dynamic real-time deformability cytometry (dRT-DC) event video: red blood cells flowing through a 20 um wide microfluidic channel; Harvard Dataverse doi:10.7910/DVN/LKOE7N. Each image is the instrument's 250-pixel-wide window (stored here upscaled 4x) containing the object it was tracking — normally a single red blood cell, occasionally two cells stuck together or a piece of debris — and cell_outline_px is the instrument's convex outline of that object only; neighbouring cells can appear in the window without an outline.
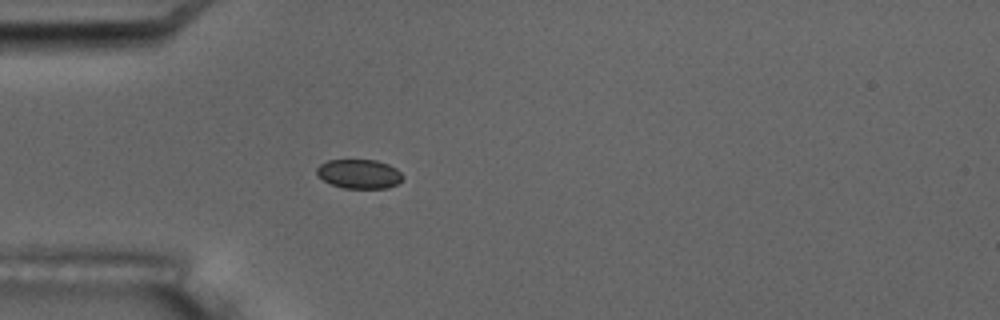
{"species": "common noctule bat (a hibernating species)", "species_latin": "Nyctalus noctula", "temperature_condition": "room temperature", "stored_images_in_passage": 4, "camera_frame_rate_fps": 3000, "um_per_image_px": 0.085, "animal": {"sex": "male", "body_mass_g": 17.5, "forearm_length_mm": 52.3}, "frame": {"image": 1, "passage_image": 4, "time_ms": 3.667, "image_size_px": [1000, 320], "cell_outline_px": [[404, 176], [396, 184], [388, 188], [344, 188], [332, 184], [324, 180], [316, 172], [316, 168], [320, 164], [328, 160], [376, 160], [388, 164], [396, 168]], "centroid_in_image_um": [30.54, 14.77], "position_along_channel_um": 54.5, "area_um2": 14.51}}